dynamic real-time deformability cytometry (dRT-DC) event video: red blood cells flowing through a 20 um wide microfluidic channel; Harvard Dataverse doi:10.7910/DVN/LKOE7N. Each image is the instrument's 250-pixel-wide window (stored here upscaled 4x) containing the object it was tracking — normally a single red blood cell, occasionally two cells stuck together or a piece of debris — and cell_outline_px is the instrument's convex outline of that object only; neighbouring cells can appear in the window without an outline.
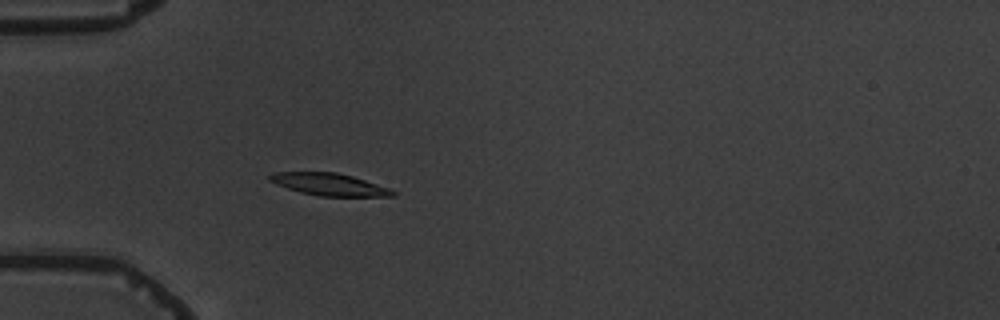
{"species": "common noctule bat (a hibernating species)", "species_latin": "Nyctalus noctula", "temperature_condition": "warm", "stored_images_in_passage": 5, "camera_frame_rate_fps": 3000, "um_per_image_px": 0.085, "animal": {"sex": "male", "body_mass_g": 19.5, "forearm_length_mm": 54.6}, "frame": {"image": 1, "passage_image": 5, "time_ms": 4.667, "image_size_px": [1000, 320], "cell_outline_px": [[396, 196], [320, 196], [300, 192], [276, 184], [268, 180], [268, 176], [276, 172], [336, 172], [352, 176], [388, 188], [396, 192]], "centroid_in_image_um": [27.96, 15.67], "position_along_channel_um": 57.0, "area_um2": 15.72}}